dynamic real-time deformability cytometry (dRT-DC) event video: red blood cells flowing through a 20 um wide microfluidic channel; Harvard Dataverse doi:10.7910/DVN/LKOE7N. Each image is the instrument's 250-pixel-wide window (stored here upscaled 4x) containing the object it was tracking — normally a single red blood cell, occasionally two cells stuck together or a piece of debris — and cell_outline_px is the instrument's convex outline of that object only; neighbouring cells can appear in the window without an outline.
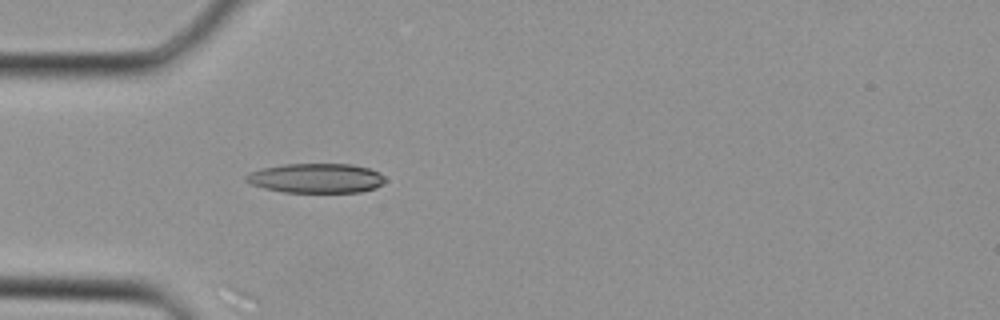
{"species": "Egyptian fruit bat (a non-hibernating species)", "species_latin": "Rousettus aegyptiacus", "temperature_condition": "cold", "stored_images_in_passage": 11, "camera_frame_rate_fps": 3000, "um_per_image_px": 0.085, "animal": {"sex": "female"}, "frame": {"image": 1, "passage_image": 4, "time_ms": 1.0, "image_size_px": [1000, 320], "cell_outline_px": [[388, 180], [376, 188], [360, 192], [284, 192], [264, 188], [252, 184], [244, 180], [244, 176], [248, 172], [260, 168], [284, 164], [352, 164], [368, 168], [380, 172]], "centroid_in_image_um": [26.88, 15.14], "position_along_channel_um": 58.1, "area_um2": 24.22}}
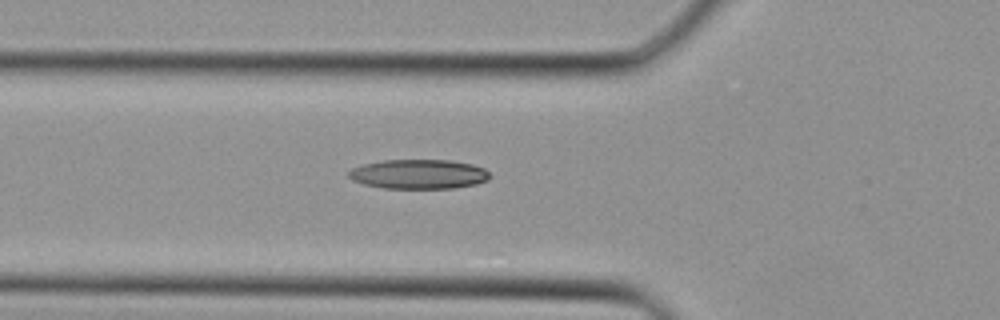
{"frame": {"image": 2, "passage_image": 6, "time_ms": 1.667, "image_size_px": [1000, 320], "cell_outline_px": [[488, 180], [476, 184], [452, 188], [384, 188], [364, 184], [352, 180], [348, 176], [348, 172], [352, 168], [364, 164], [384, 160], [448, 160], [472, 164], [484, 168], [488, 172]], "centroid_in_image_um": [35.57, 14.8], "position_along_channel_um": 90.2, "area_um2": 24.1}}
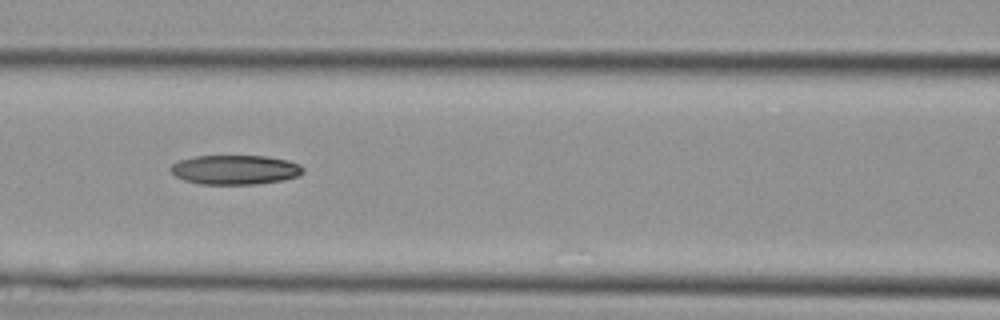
{"frame": {"image": 3, "passage_image": 9, "time_ms": 2.667, "image_size_px": [1000, 320], "cell_outline_px": [[304, 172], [296, 176], [284, 180], [256, 184], [200, 184], [184, 180], [176, 176], [168, 168], [172, 164], [180, 160], [196, 156], [268, 156], [288, 160], [300, 164], [304, 168]], "centroid_in_image_um": [20.0, 14.42], "position_along_channel_um": 146.6, "area_um2": 22.77}}